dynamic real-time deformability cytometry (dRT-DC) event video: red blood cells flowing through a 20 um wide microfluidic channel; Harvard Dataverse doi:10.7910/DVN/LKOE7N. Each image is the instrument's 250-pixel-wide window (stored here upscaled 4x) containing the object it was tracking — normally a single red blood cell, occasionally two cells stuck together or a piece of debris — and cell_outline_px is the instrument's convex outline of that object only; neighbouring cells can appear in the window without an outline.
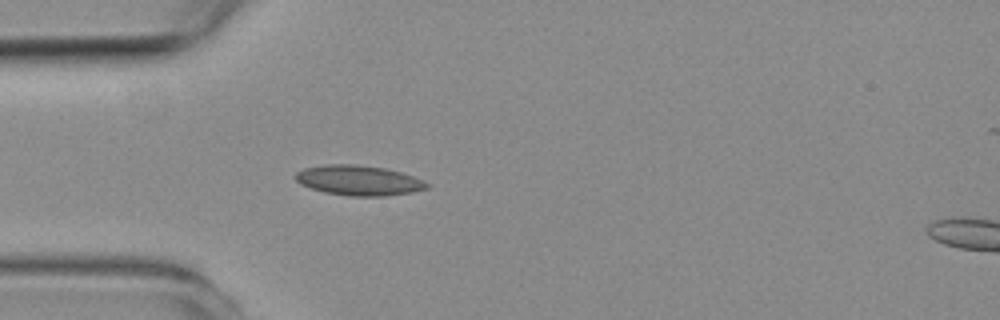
{"species": "common noctule bat (a hibernating species)", "species_latin": "Nyctalus noctula", "temperature_condition": "room temperature", "stored_images_in_passage": 10, "camera_frame_rate_fps": 3000, "um_per_image_px": 0.085, "animal": {"sex": "female", "body_mass_g": 19.3, "forearm_length_mm": 54.1}, "frame": {"image": 1, "passage_image": 6, "time_ms": 1.667, "image_size_px": [1000, 320], "cell_outline_px": [[432, 184], [428, 188], [412, 192], [388, 196], [348, 196], [324, 192], [300, 184], [292, 176], [296, 172], [304, 168], [324, 164], [356, 164], [384, 168], [400, 172], [424, 180]], "centroid_in_image_um": [30.49, 15.33], "position_along_channel_um": 54.5, "area_um2": 23.24}}
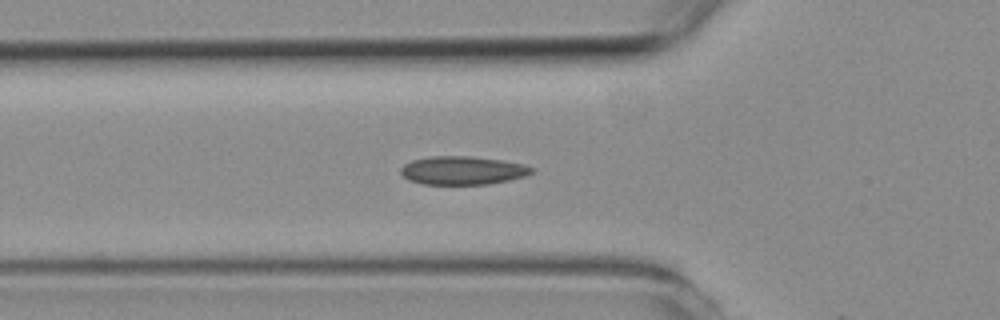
{"frame": {"image": 2, "passage_image": 9, "time_ms": 2.667, "image_size_px": [1000, 320], "cell_outline_px": [[536, 172], [524, 176], [508, 180], [488, 184], [424, 184], [408, 180], [400, 172], [400, 168], [404, 164], [412, 160], [432, 156], [468, 156], [500, 160], [524, 164], [536, 168]], "centroid_in_image_um": [39.34, 14.48], "position_along_channel_um": 86.5, "area_um2": 21.68}}